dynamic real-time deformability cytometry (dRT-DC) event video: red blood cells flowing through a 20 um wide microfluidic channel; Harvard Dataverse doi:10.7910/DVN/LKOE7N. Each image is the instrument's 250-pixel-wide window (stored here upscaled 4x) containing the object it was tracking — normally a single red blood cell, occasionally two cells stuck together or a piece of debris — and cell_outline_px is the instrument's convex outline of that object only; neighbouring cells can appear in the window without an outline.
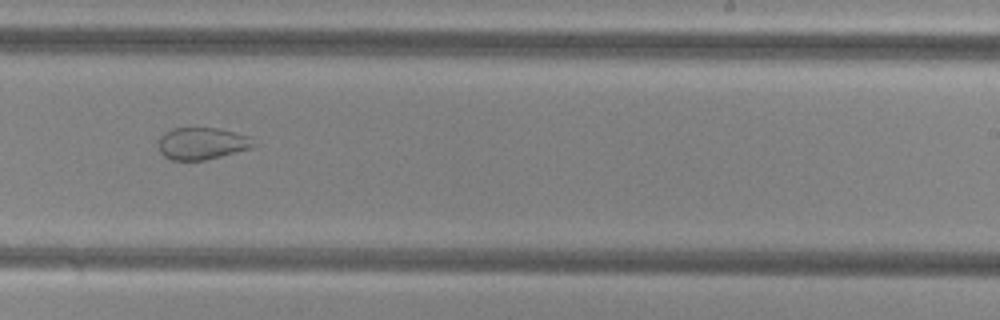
{"species": "common noctule bat (a hibernating species)", "species_latin": "Nyctalus noctula", "temperature_condition": "cold", "stored_images_in_passage": 52, "camera_frame_rate_fps": 3000, "um_per_image_px": 0.085, "animal": {"sex": "female", "body_mass_g": 29.2, "forearm_length_mm": 56.3}, "frame": {"image": 1, "passage_image": 32, "time_ms": 10.333, "image_size_px": [1000, 320], "cell_outline_px": [[256, 144], [252, 148], [204, 160], [172, 160], [164, 156], [160, 152], [160, 136], [164, 132], [172, 128], [216, 128], [252, 136]], "centroid_in_image_um": [17.2, 12.19], "position_along_channel_um": 271.8, "area_um2": 17.74}}
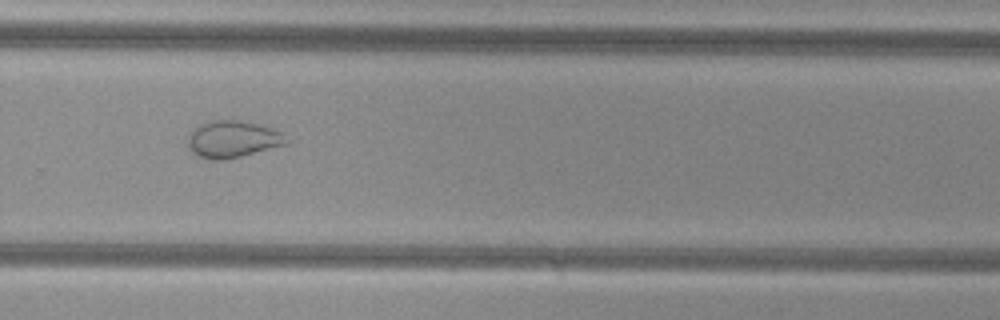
{"frame": {"image": 2, "passage_image": 35, "time_ms": 11.333, "image_size_px": [1000, 320], "cell_outline_px": [[288, 144], [240, 156], [220, 160], [212, 160], [200, 156], [192, 152], [188, 144], [188, 132], [192, 128], [200, 124], [212, 120], [240, 120], [256, 124], [284, 132]], "centroid_in_image_um": [19.76, 11.82], "position_along_channel_um": 310.0, "area_um2": 21.1}}
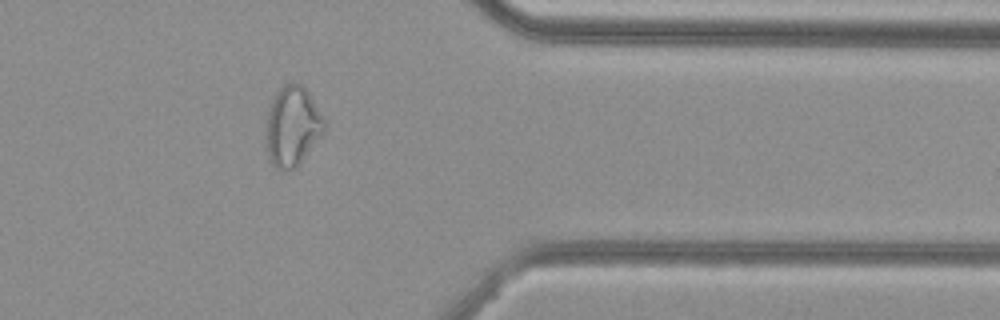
{"frame": {"image": 3, "passage_image": 42, "time_ms": 13.667, "image_size_px": [1000, 320], "cell_outline_px": [[324, 132], [300, 164], [292, 168], [276, 168], [268, 160], [268, 108], [276, 92], [284, 84], [304, 84], [324, 120]], "centroid_in_image_um": [24.87, 10.71], "position_along_channel_um": 386.5, "area_um2": 26.41}, "authors_computed_cell_mechanics": {"area_um2": 28.7266, "velocity_mm_per_s": 3.8283, "shape_relaxation_time_tau1_ms": null, "shape_relaxation_time_tau2_ms": 1.5132, "deformation_change_tau1": null, "deformation_change_tau2": 0.0743}}